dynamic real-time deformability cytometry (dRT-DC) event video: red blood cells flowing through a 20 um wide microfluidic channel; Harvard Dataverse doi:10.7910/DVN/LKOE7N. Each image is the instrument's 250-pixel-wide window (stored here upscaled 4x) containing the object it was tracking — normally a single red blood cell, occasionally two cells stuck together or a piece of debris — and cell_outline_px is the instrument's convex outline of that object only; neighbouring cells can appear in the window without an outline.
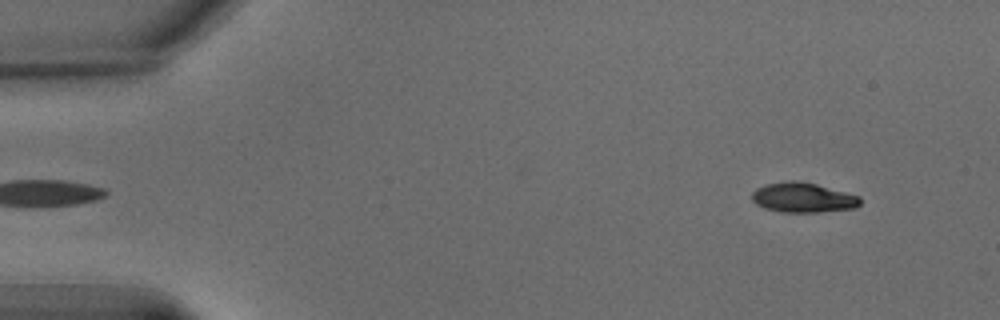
{"species": "common noctule bat (a hibernating species)", "species_latin": "Nyctalus noctula", "temperature_condition": "warm", "stored_images_in_passage": 54, "camera_frame_rate_fps": 3000, "um_per_image_px": 0.085, "animal": {"sex": "male", "body_mass_g": 15.6}, "frame": {"image": 1, "passage_image": 2, "time_ms": 0.333, "image_size_px": [1000, 320], "cell_outline_px": [[860, 204], [856, 208], [820, 212], [780, 212], [764, 208], [756, 204], [752, 200], [752, 192], [756, 188], [768, 184], [792, 180], [796, 180], [816, 184], [860, 196]], "centroid_in_image_um": [68.25, 16.8], "position_along_channel_um": 16.7, "area_um2": 18.79}}
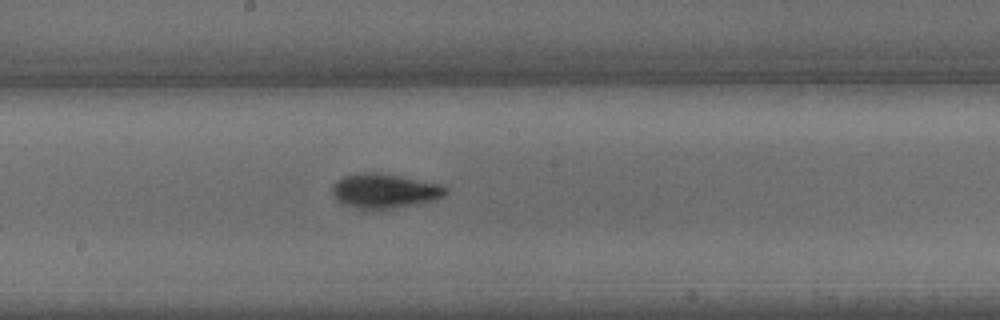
{"frame": {"image": 2, "passage_image": 31, "time_ms": 10.0, "image_size_px": [1000, 320], "cell_outline_px": [[448, 192], [444, 196], [436, 200], [416, 204], [372, 212], [364, 212], [344, 204], [336, 200], [332, 192], [332, 184], [336, 180], [344, 176], [360, 172], [372, 172], [444, 184], [448, 188]], "centroid_in_image_um": [32.67, 16.27], "position_along_channel_um": 215.5, "area_um2": 23.47}}
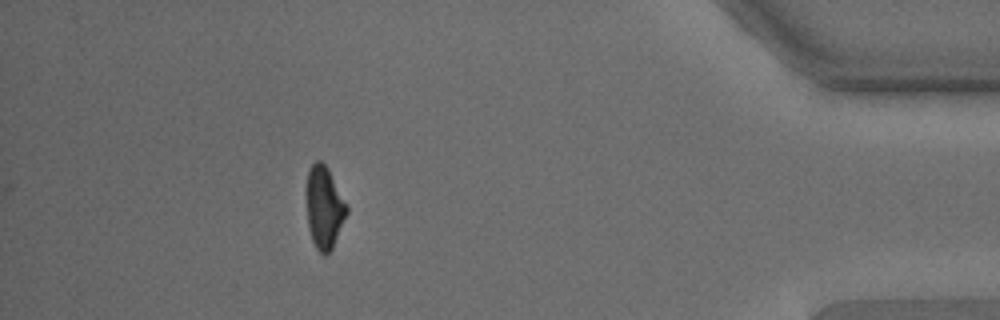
{"frame": {"image": 3, "passage_image": 54, "time_ms": 17.667, "image_size_px": [1000, 320], "cell_outline_px": [[348, 212], [332, 248], [324, 256], [316, 248], [312, 240], [308, 228], [304, 192], [304, 188], [308, 172], [312, 164], [316, 160], [320, 160], [328, 168], [348, 204]], "centroid_in_image_um": [27.53, 17.59], "position_along_channel_um": 407.7, "area_um2": 19.88}, "authors_computed_cell_mechanics": {"area_um2": 20.5479, "velocity_mm_per_s": 3.1492, "shape_relaxation_time_tau1_ms": 2.9614, "shape_relaxation_time_tau2_ms": 2.6032, "deformation_change_tau1": 0.1694, "deformation_change_tau2": 0.0843}}